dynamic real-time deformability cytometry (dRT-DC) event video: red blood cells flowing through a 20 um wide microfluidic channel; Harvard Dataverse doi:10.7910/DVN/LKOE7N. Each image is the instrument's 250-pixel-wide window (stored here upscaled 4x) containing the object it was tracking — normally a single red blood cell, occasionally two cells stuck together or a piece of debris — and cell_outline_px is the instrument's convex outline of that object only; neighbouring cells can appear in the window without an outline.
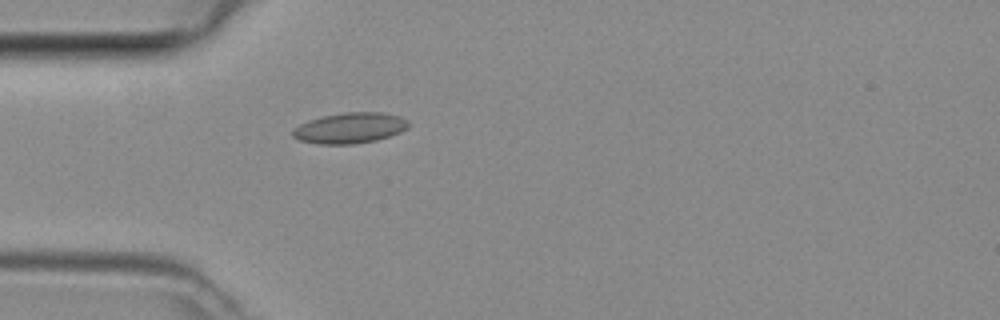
{"species": "common noctule bat (a hibernating species)", "species_latin": "Nyctalus noctula", "temperature_condition": "room temperature", "stored_images_in_passage": 4, "camera_frame_rate_fps": 3000, "um_per_image_px": 0.085, "animal": {"sex": "female", "body_mass_g": 29.2, "forearm_length_mm": 56.3}, "frame": {"image": 1, "passage_image": 4, "time_ms": 1.0, "image_size_px": [1000, 320], "cell_outline_px": [[408, 128], [400, 132], [376, 140], [352, 144], [316, 144], [300, 140], [292, 136], [292, 132], [300, 124], [308, 120], [324, 116], [344, 112], [380, 112], [400, 116], [408, 120]], "centroid_in_image_um": [29.75, 10.88], "position_along_channel_um": 55.3, "area_um2": 20.58}}